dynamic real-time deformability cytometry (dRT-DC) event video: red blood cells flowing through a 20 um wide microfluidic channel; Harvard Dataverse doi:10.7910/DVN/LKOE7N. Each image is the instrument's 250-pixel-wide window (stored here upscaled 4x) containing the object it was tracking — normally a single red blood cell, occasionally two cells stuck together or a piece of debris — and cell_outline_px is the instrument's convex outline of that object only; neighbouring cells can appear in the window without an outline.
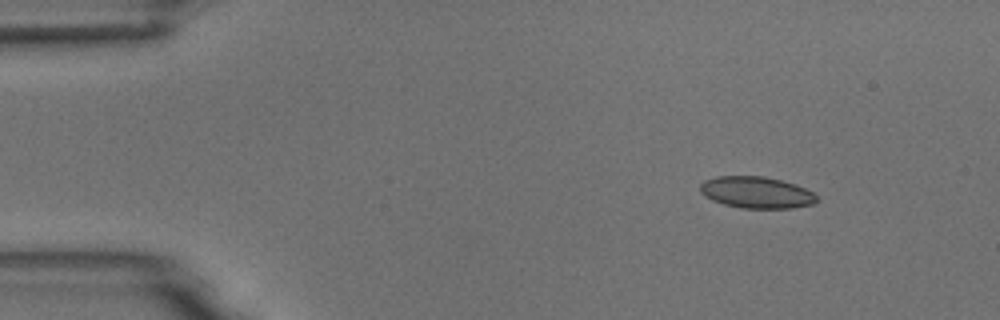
{"species": "common noctule bat (a hibernating species)", "species_latin": "Nyctalus noctula", "temperature_condition": "room temperature", "stored_images_in_passage": 6, "camera_frame_rate_fps": 3000, "um_per_image_px": 0.085, "animal": {"sex": "male", "body_mass_g": 18.8}, "frame": {"image": 1, "passage_image": 2, "time_ms": 2.0, "image_size_px": [1000, 320], "cell_outline_px": [[820, 200], [812, 204], [792, 208], [740, 208], [724, 204], [712, 200], [704, 196], [700, 192], [700, 184], [704, 180], [716, 176], [764, 176], [796, 184], [812, 192]], "centroid_in_image_um": [64.28, 16.35], "position_along_channel_um": 20.7, "area_um2": 21.56}}
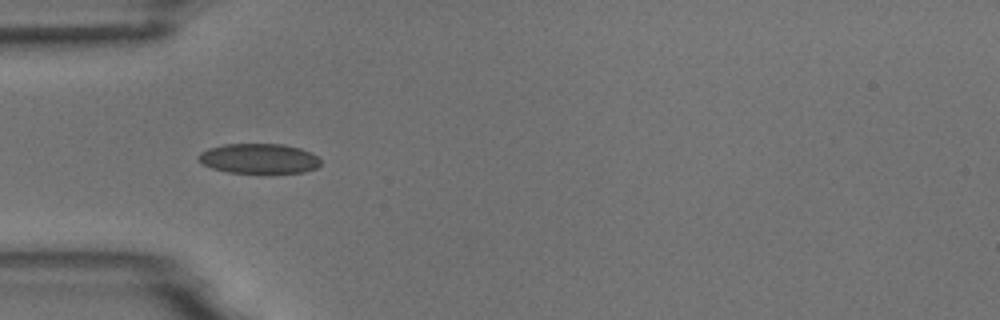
{"frame": {"image": 2, "passage_image": 5, "time_ms": 5.333, "image_size_px": [1000, 320], "cell_outline_px": [[320, 164], [316, 168], [304, 172], [228, 172], [212, 168], [204, 164], [196, 156], [200, 152], [208, 148], [224, 144], [284, 144], [300, 148], [312, 152], [320, 160]], "centroid_in_image_um": [22.01, 13.46], "position_along_channel_um": 63.0, "area_um2": 21.15}}